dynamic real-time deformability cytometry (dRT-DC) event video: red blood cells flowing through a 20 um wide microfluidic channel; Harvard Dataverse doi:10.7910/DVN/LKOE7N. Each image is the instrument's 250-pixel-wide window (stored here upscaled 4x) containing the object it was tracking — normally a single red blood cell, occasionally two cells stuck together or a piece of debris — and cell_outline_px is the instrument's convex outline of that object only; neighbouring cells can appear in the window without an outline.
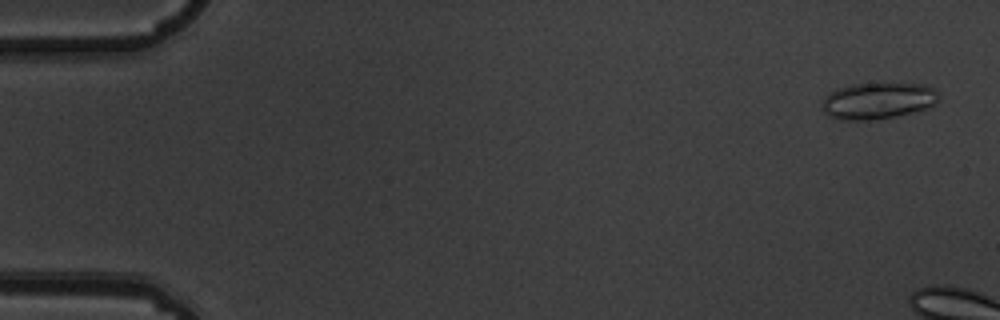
{"species": "common noctule bat (a hibernating species)", "species_latin": "Nyctalus noctula", "temperature_condition": "warm", "stored_images_in_passage": 3, "camera_frame_rate_fps": 3000, "um_per_image_px": 0.085, "animal": {"sex": "male", "body_mass_g": 19.5, "forearm_length_mm": 54.6}, "frame": {"image": 1, "passage_image": 1, "time_ms": 0.0, "image_size_px": [1000, 320], "cell_outline_px": [[940, 96], [936, 104], [932, 108], [896, 116], [872, 120], [840, 120], [828, 116], [824, 112], [820, 104], [824, 96], [828, 92], [836, 88], [852, 84], [880, 80], [928, 84], [936, 88], [940, 92]], "centroid_in_image_um": [74.68, 8.5], "position_along_channel_um": 10.3, "area_um2": 26.59}}